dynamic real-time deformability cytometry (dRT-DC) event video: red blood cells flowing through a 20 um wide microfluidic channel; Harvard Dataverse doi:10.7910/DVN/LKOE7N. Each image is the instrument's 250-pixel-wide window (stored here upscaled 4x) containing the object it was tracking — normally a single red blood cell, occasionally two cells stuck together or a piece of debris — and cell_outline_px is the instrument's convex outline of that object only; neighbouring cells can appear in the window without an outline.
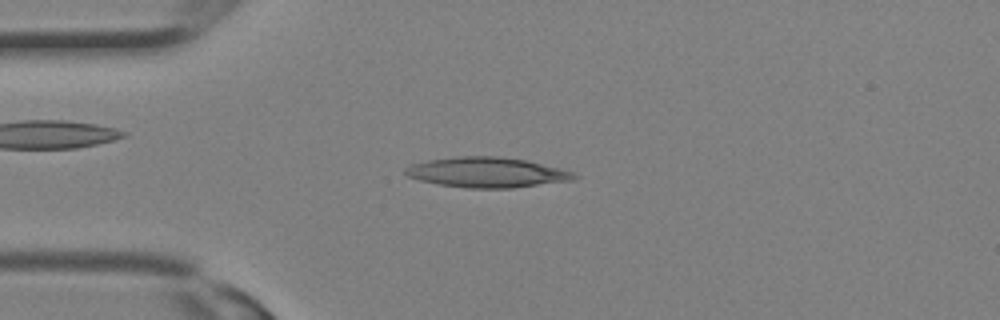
{"species": "Egyptian fruit bat (a non-hibernating species)", "species_latin": "Rousettus aegyptiacus", "temperature_condition": "room temperature", "stored_images_in_passage": 14, "camera_frame_rate_fps": 3000, "um_per_image_px": 0.085, "animal": {"sex": "female"}, "frame": {"image": 1, "passage_image": 5, "time_ms": 1.333, "image_size_px": [1000, 320], "cell_outline_px": [[580, 176], [572, 180], [512, 188], [468, 188], [440, 184], [420, 180], [408, 176], [404, 172], [404, 168], [412, 164], [428, 160], [456, 156], [500, 156], [528, 160], [560, 168], [572, 172]], "centroid_in_image_um": [41.4, 14.64], "position_along_channel_um": 43.6, "area_um2": 29.65}}
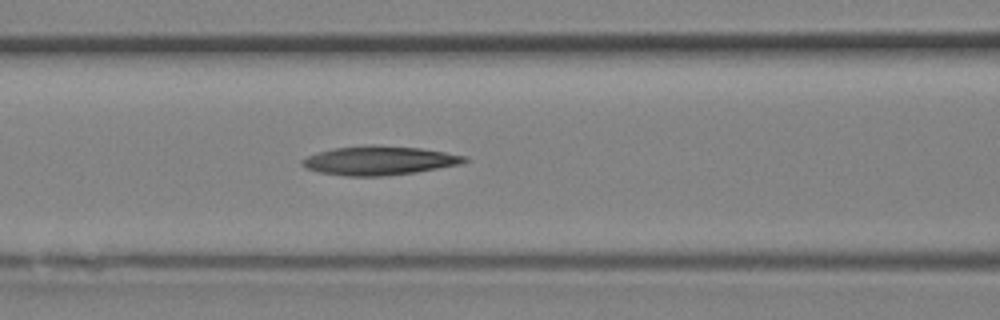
{"frame": {"image": 2, "passage_image": 10, "time_ms": 3.0, "image_size_px": [1000, 320], "cell_outline_px": [[468, 160], [460, 164], [416, 172], [384, 176], [344, 176], [320, 172], [304, 168], [300, 164], [300, 160], [308, 156], [320, 152], [336, 148], [368, 144], [372, 144], [420, 148], [468, 156]], "centroid_in_image_um": [32.22, 13.64], "position_along_channel_um": 134.4, "area_um2": 27.4}}
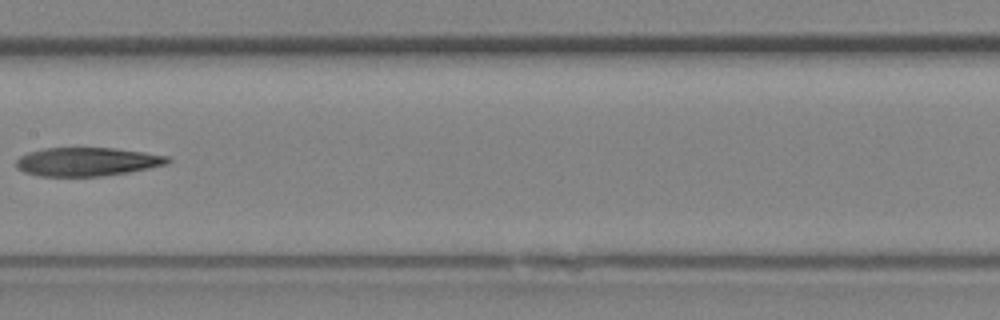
{"frame": {"image": 3, "passage_image": 13, "time_ms": 4.0, "image_size_px": [1000, 320], "cell_outline_px": [[172, 160], [168, 164], [128, 172], [104, 176], [40, 176], [24, 172], [16, 168], [16, 160], [20, 156], [28, 152], [44, 148], [112, 148], [144, 152], [168, 156]], "centroid_in_image_um": [7.39, 13.75], "position_along_channel_um": 200.0, "area_um2": 25.26}}